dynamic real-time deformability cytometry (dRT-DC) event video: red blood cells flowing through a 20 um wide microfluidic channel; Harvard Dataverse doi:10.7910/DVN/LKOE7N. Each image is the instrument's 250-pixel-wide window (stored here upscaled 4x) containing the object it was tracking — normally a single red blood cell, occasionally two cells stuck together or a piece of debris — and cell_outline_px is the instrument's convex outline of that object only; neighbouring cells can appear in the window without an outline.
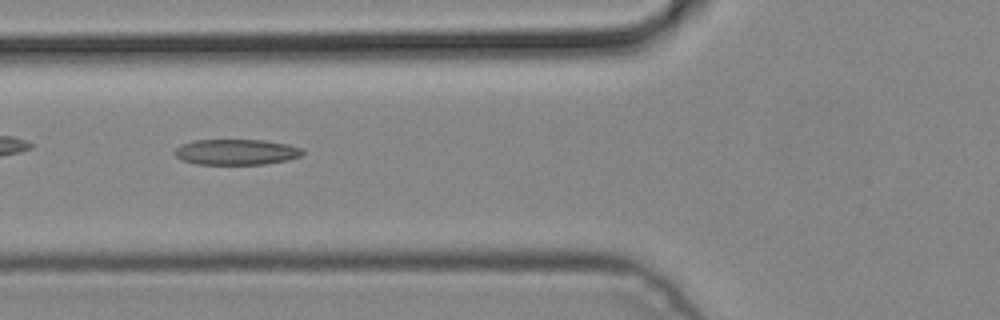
{"species": "common noctule bat (a hibernating species)", "species_latin": "Nyctalus noctula", "temperature_condition": "cold", "stored_images_in_passage": 6, "camera_frame_rate_fps": 3000, "um_per_image_px": 0.085, "animal": {"sex": "male", "body_mass_g": 19.2, "forearm_length_mm": 51.8}, "frame": {"image": 1, "passage_image": 6, "time_ms": 1.667, "image_size_px": [1000, 320], "cell_outline_px": [[304, 152], [300, 156], [288, 160], [264, 164], [196, 164], [184, 160], [176, 156], [176, 148], [180, 144], [192, 140], [264, 140], [288, 144], [300, 148]], "centroid_in_image_um": [20.09, 12.91], "position_along_channel_um": 105.7, "area_um2": 19.02}}